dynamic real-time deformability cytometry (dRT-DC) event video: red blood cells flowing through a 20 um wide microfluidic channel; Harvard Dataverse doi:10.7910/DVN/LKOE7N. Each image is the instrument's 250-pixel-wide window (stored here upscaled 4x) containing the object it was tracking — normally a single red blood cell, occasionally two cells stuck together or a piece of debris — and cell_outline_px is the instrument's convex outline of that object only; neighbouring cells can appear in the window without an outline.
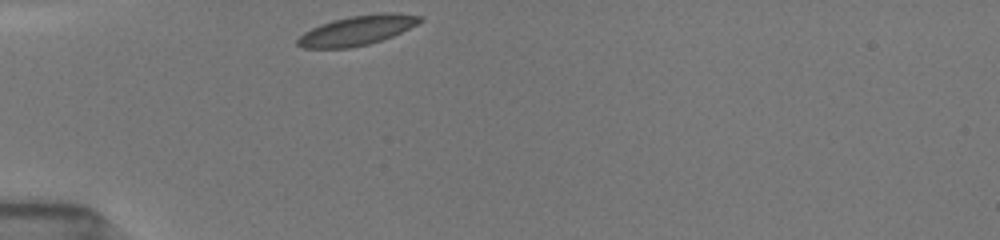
{"species": "common noctule bat (a hibernating species)", "species_latin": "Nyctalus noctula", "temperature_condition": "room temperature", "stored_images_in_passage": 30, "camera_frame_rate_fps": 3000, "um_per_image_px": 0.085, "animal": {"sex": "female", "body_mass_g": 19.5, "forearm_length_mm": 54.1}, "frame": {"image": 1, "passage_image": 1, "time_ms": 0.0, "image_size_px": [1000, 240], "cell_outline_px": [[424, 20], [392, 36], [368, 44], [348, 48], [304, 48], [296, 44], [296, 40], [304, 32], [320, 24], [332, 20], [352, 16], [384, 12], [388, 12], [424, 16]], "centroid_in_image_um": [30.34, 2.58], "position_along_channel_um": 54.7, "area_um2": 20.92}}
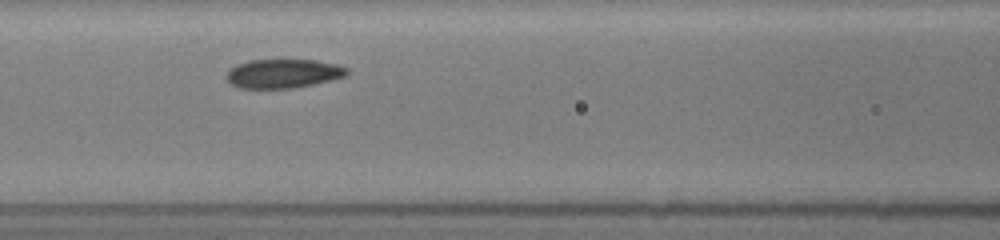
{"frame": {"image": 2, "passage_image": 9, "time_ms": 2.667, "image_size_px": [1000, 240], "cell_outline_px": [[348, 72], [344, 76], [332, 80], [292, 88], [240, 88], [232, 84], [228, 80], [228, 72], [236, 64], [248, 60], [316, 60], [336, 64], [348, 68]], "centroid_in_image_um": [24.09, 6.24], "position_along_channel_um": 142.5, "area_um2": 20.11}}
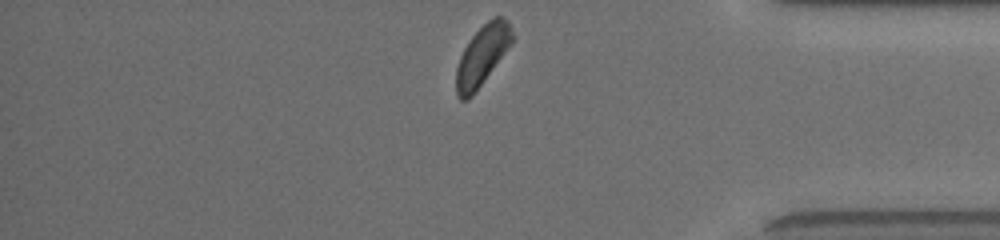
{"frame": {"image": 3, "passage_image": 30, "time_ms": 9.667, "image_size_px": [1000, 240], "cell_outline_px": [[516, 36], [512, 44], [472, 96], [468, 100], [460, 100], [456, 96], [456, 68], [460, 56], [464, 48], [472, 36], [488, 20], [496, 16], [504, 16], [508, 20]], "centroid_in_image_um": [41.02, 4.7], "position_along_channel_um": 394.2, "area_um2": 19.77}, "authors_computed_cell_mechanics": {"area_um2": 20.8658, "velocity_mm_per_s": 3.8574, "shape_relaxation_time_tau1_ms": 2.1606, "shape_relaxation_time_tau2_ms": null, "deformation_change_tau1": 0.0755, "deformation_change_tau2": null}}